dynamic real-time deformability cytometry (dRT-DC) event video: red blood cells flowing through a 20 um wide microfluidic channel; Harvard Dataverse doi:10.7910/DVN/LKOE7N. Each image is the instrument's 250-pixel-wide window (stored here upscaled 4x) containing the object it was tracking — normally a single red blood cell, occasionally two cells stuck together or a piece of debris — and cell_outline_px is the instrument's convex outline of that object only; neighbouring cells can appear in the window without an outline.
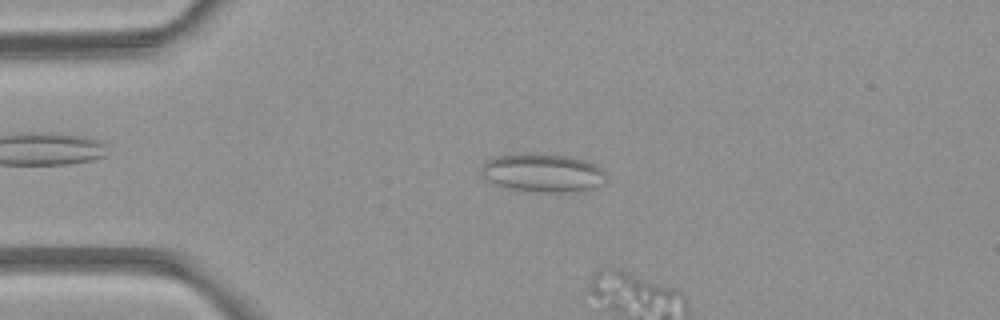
{"species": "common noctule bat (a hibernating species)", "species_latin": "Nyctalus noctula", "temperature_condition": "room temperature", "stored_images_in_passage": 4, "camera_frame_rate_fps": 3000, "um_per_image_px": 0.085, "animal": {"sex": "female", "body_mass_g": 21.9}, "frame": {"image": 1, "passage_image": 3, "time_ms": 2.0, "image_size_px": [1000, 320], "cell_outline_px": [[604, 184], [592, 188], [576, 192], [536, 192], [508, 188], [496, 184], [480, 176], [480, 168], [488, 160], [496, 156], [516, 152], [528, 152], [572, 156], [596, 164], [604, 172]], "centroid_in_image_um": [46.11, 14.67], "position_along_channel_um": 38.9, "area_um2": 28.5}}